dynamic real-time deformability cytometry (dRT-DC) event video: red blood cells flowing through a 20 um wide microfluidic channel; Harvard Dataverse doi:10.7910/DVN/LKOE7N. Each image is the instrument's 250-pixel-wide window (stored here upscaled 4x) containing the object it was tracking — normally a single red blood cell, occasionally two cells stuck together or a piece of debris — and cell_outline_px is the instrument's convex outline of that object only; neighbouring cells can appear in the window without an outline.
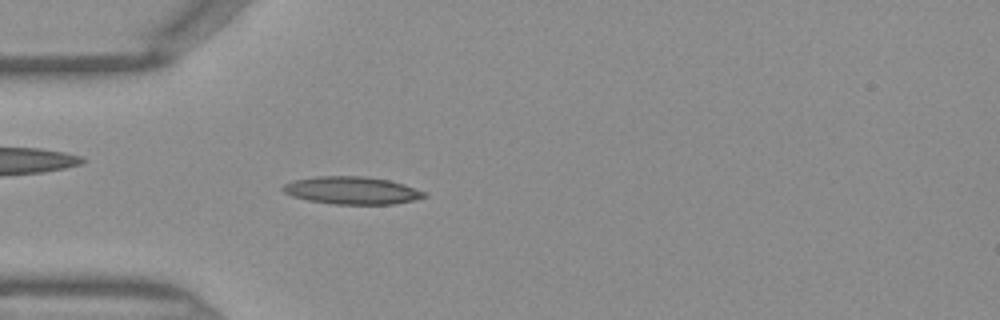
{"species": "Egyptian fruit bat (a non-hibernating species)", "species_latin": "Rousettus aegyptiacus", "temperature_condition": "warm", "stored_images_in_passage": 28, "camera_frame_rate_fps": 3000, "um_per_image_px": 0.085, "frame": {"image": 1, "passage_image": 7, "time_ms": 2.0, "image_size_px": [1000, 320], "cell_outline_px": [[428, 196], [412, 200], [392, 204], [332, 204], [308, 200], [292, 196], [284, 192], [280, 188], [284, 184], [296, 180], [320, 176], [364, 176], [388, 180], [404, 184], [428, 192]], "centroid_in_image_um": [29.94, 16.19], "position_along_channel_um": 55.1, "area_um2": 22.66}}
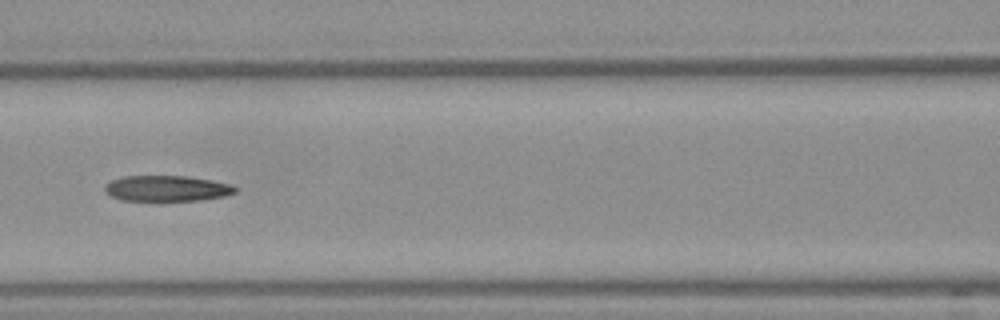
{"frame": {"image": 2, "passage_image": 14, "time_ms": 4.333, "image_size_px": [1000, 320], "cell_outline_px": [[236, 192], [224, 196], [200, 200], [160, 204], [156, 204], [124, 200], [112, 196], [104, 192], [104, 184], [112, 180], [124, 176], [188, 176], [228, 184], [236, 188]], "centroid_in_image_um": [14.1, 16.07], "position_along_channel_um": 152.5, "area_um2": 20.4}}
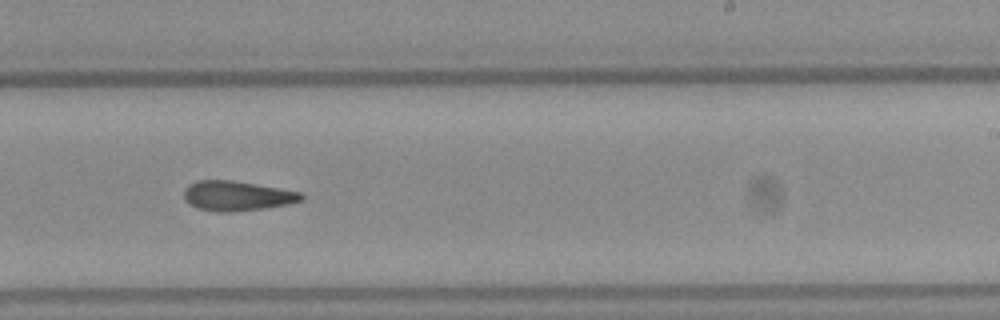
{"frame": {"image": 3, "passage_image": 22, "time_ms": 7.0, "image_size_px": [1000, 320], "cell_outline_px": [[304, 200], [288, 204], [264, 208], [228, 212], [220, 212], [200, 208], [184, 200], [184, 188], [188, 184], [196, 180], [232, 180], [256, 184], [300, 192], [304, 196]], "centroid_in_image_um": [20.14, 16.63], "position_along_channel_um": 268.9, "area_um2": 20.23}}